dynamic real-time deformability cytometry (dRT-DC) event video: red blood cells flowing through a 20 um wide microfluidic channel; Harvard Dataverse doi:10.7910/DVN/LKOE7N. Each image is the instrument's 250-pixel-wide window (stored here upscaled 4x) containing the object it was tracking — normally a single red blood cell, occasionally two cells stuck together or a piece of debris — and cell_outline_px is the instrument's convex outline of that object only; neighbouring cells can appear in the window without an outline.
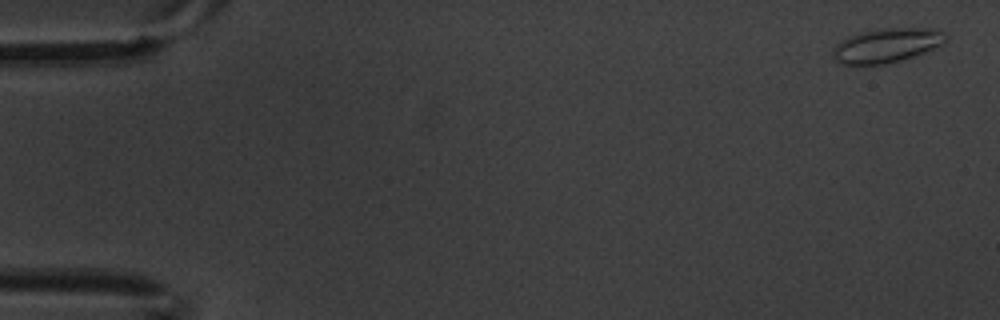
{"species": "common noctule bat (a hibernating species)", "species_latin": "Nyctalus noctula", "temperature_condition": "warm", "stored_images_in_passage": 7, "camera_frame_rate_fps": 3000, "um_per_image_px": 0.085, "animal": {"sex": "male", "body_mass_g": 20.1, "forearm_length_mm": 53.5}, "frame": {"image": 1, "passage_image": 1, "time_ms": 0.0, "image_size_px": [1000, 320], "cell_outline_px": [[948, 40], [924, 52], [904, 60], [884, 64], [840, 64], [832, 56], [832, 52], [836, 44], [840, 40], [848, 36], [860, 32], [880, 28], [936, 28], [944, 32], [948, 36]], "centroid_in_image_um": [75.36, 3.84], "position_along_channel_um": 9.6, "area_um2": 22.72}}
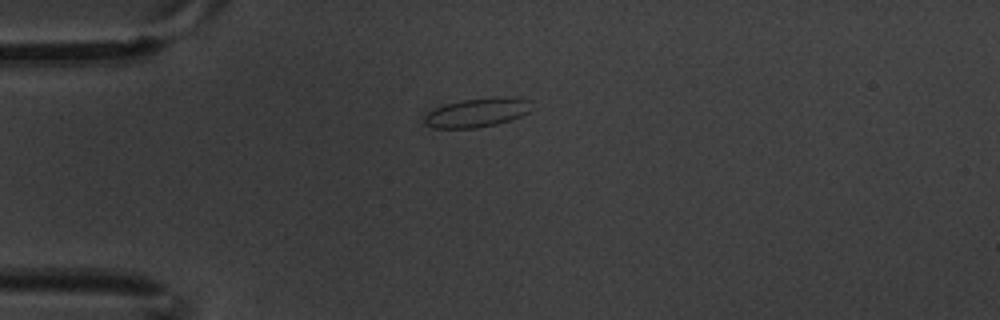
{"frame": {"image": 2, "passage_image": 5, "time_ms": 1.333, "image_size_px": [1000, 320], "cell_outline_px": [[532, 112], [512, 120], [496, 124], [476, 128], [436, 128], [428, 124], [424, 120], [424, 116], [428, 112], [444, 104], [464, 100], [496, 96], [516, 96], [532, 100]], "centroid_in_image_um": [40.69, 9.54], "position_along_channel_um": 44.3, "area_um2": 18.5}}
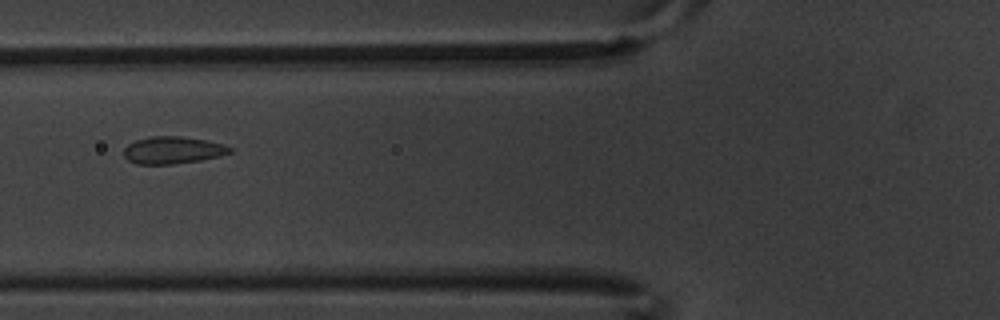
{"frame": {"image": 3, "passage_image": 7, "time_ms": 2.0, "image_size_px": [1000, 320], "cell_outline_px": [[232, 152], [220, 156], [200, 160], [172, 164], [136, 164], [128, 160], [124, 156], [124, 148], [128, 144], [136, 140], [152, 136], [180, 136], [204, 140], [224, 144], [232, 148]], "centroid_in_image_um": [14.68, 12.76], "position_along_channel_um": 111.1, "area_um2": 16.76}}